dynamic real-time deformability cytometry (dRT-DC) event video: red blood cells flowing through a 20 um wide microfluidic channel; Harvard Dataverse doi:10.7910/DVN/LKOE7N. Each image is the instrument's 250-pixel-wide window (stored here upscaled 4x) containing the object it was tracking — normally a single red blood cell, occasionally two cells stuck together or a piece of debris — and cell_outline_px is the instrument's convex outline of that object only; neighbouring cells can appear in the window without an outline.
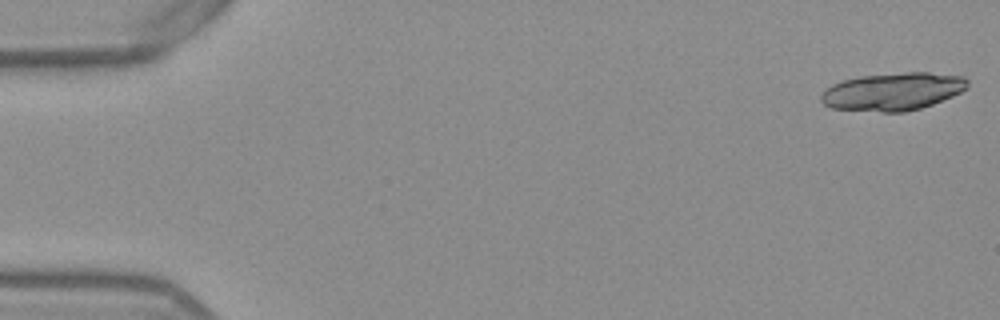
{"species": "Egyptian fruit bat (a non-hibernating species)", "species_latin": "Rousettus aegyptiacus", "temperature_condition": "warm", "stored_images_in_passage": 52, "camera_frame_rate_fps": 3000, "um_per_image_px": 0.085, "frame": {"image": 1, "passage_image": 1, "time_ms": 0.0, "image_size_px": [1000, 320], "cell_outline_px": [[968, 88], [952, 96], [932, 104], [920, 108], [904, 112], [880, 112], [832, 108], [824, 104], [820, 100], [820, 96], [832, 84], [840, 80], [860, 76], [904, 72], [928, 72], [964, 76], [968, 80]], "centroid_in_image_um": [75.9, 7.77], "position_along_channel_um": 9.1, "area_um2": 32.31}}
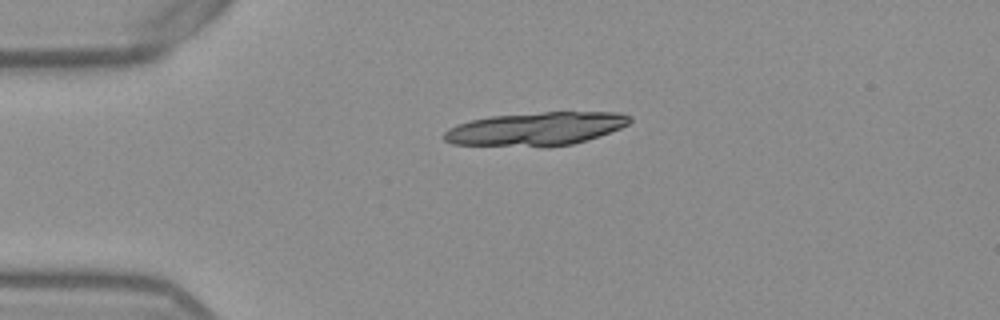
{"frame": {"image": 2, "passage_image": 12, "time_ms": 3.667, "image_size_px": [1000, 320], "cell_outline_px": [[632, 120], [628, 124], [620, 128], [600, 136], [572, 144], [548, 148], [544, 148], [452, 144], [444, 140], [440, 136], [448, 128], [472, 120], [492, 116], [544, 112], [620, 112], [632, 116]], "centroid_in_image_um": [45.56, 10.97], "position_along_channel_um": 39.4, "area_um2": 36.65}}